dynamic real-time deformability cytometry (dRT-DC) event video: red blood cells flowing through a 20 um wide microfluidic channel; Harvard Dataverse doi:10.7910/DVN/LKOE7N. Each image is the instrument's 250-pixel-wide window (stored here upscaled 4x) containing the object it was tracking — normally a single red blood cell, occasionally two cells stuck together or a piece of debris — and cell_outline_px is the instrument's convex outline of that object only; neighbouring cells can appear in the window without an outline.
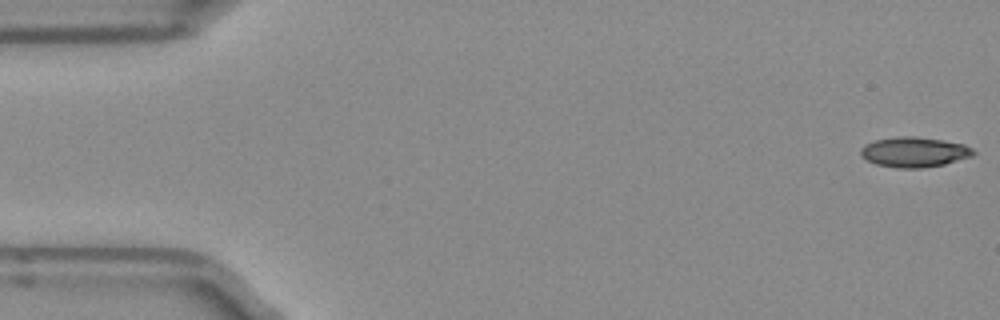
{"species": "Egyptian fruit bat (a non-hibernating species)", "species_latin": "Rousettus aegyptiacus", "temperature_condition": "room temperature", "stored_images_in_passage": 8, "camera_frame_rate_fps": 3000, "um_per_image_px": 0.085, "frame": {"image": 1, "passage_image": 1, "time_ms": 0.0, "image_size_px": [1000, 320], "cell_outline_px": [[976, 152], [972, 156], [944, 164], [924, 168], [896, 168], [876, 164], [860, 156], [860, 148], [864, 144], [876, 140], [900, 136], [916, 136], [944, 140], [964, 144], [972, 148]], "centroid_in_image_um": [77.7, 12.92], "position_along_channel_um": 7.3, "area_um2": 19.88}}